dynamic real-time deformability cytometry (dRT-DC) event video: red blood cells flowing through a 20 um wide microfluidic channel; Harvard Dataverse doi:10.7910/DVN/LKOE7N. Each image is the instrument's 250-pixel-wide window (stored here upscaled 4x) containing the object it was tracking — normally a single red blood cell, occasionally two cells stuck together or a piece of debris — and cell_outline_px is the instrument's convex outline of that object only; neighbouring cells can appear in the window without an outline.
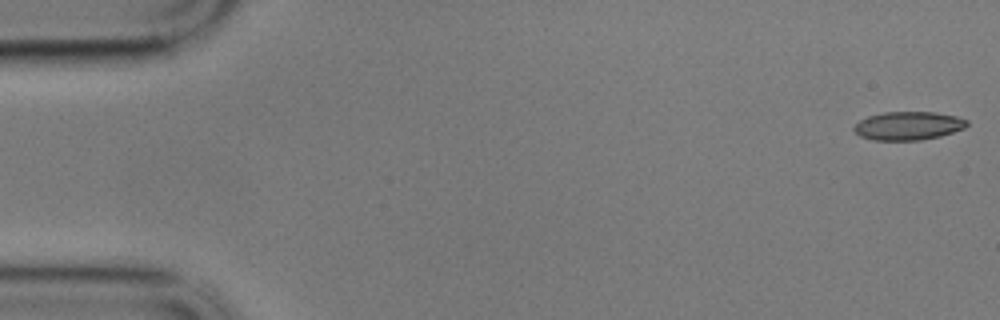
{"species": "common noctule bat (a hibernating species)", "species_latin": "Nyctalus noctula", "temperature_condition": "cold", "stored_images_in_passage": 58, "camera_frame_rate_fps": 3000, "um_per_image_px": 0.085, "animal": {"sex": "male", "body_mass_g": 17.9}, "frame": {"image": 1, "passage_image": 1, "time_ms": 0.0, "image_size_px": [1000, 320], "cell_outline_px": [[968, 124], [964, 128], [940, 136], [920, 140], [872, 140], [860, 136], [852, 128], [860, 120], [868, 116], [884, 112], [936, 112], [956, 116], [968, 120]], "centroid_in_image_um": [77.2, 10.69], "position_along_channel_um": 7.8, "area_um2": 18.67}}
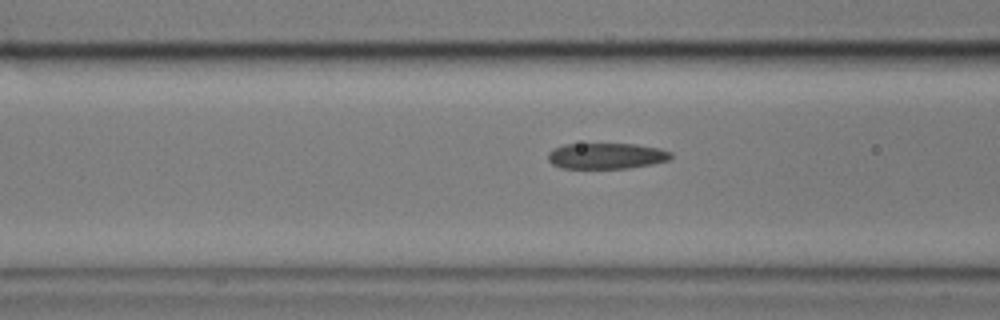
{"frame": {"image": 2, "passage_image": 22, "time_ms": 7.0, "image_size_px": [1000, 320], "cell_outline_px": [[672, 156], [668, 160], [652, 164], [628, 168], [560, 168], [552, 164], [548, 160], [548, 152], [552, 148], [564, 144], [636, 144], [660, 148], [672, 152]], "centroid_in_image_um": [51.52, 13.25], "position_along_channel_um": 115.1, "area_um2": 18.67}}
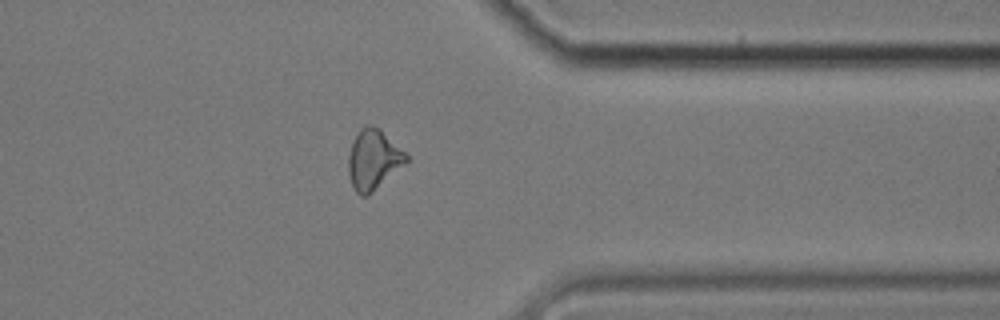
{"frame": {"image": 3, "passage_image": 46, "time_ms": 15.0, "image_size_px": [1000, 320], "cell_outline_px": [[408, 160], [368, 196], [360, 196], [356, 192], [352, 184], [348, 172], [348, 156], [352, 144], [360, 128], [364, 124], [368, 124], [380, 128], [408, 156]], "centroid_in_image_um": [31.71, 13.55], "position_along_channel_um": 379.7, "area_um2": 19.88}, "authors_computed_cell_mechanics": {"area_um2": 19.2474, "velocity_mm_per_s": 3.4093, "shape_relaxation_time_tau1_ms": 6.2545, "shape_relaxation_time_tau2_ms": 2.9897, "deformation_change_tau1": 0.1566, "deformation_change_tau2": 0.1122}}